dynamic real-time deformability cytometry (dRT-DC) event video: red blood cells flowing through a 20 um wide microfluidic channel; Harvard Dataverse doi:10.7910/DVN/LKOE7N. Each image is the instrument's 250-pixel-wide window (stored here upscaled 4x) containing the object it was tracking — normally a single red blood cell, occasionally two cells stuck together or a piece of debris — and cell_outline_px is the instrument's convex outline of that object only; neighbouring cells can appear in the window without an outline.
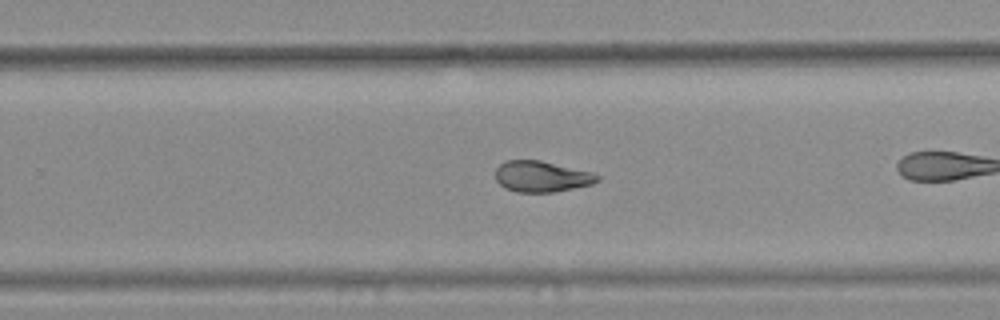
{"species": "common noctule bat (a hibernating species)", "species_latin": "Nyctalus noctula", "temperature_condition": "warm", "stored_images_in_passage": 45, "camera_frame_rate_fps": 3000, "um_per_image_px": 0.085, "animal": {"sex": "female", "body_mass_g": 25.1}, "frame": {"image": 1, "passage_image": 32, "time_ms": 10.333, "image_size_px": [1000, 320], "cell_outline_px": [[600, 180], [592, 184], [552, 192], [516, 192], [504, 188], [496, 180], [496, 168], [500, 164], [508, 160], [540, 160], [596, 172], [600, 176]], "centroid_in_image_um": [46.07, 14.99], "position_along_channel_um": 283.7, "area_um2": 18.55}, "authors_computed_cell_mechanics": {"area_um2": 18.9584, "velocity_mm_per_s": 3.7606, "shape_relaxation_time_tau1_ms": null, "shape_relaxation_time_tau2_ms": 2.8002, "deformation_change_tau1": null, "deformation_change_tau2": 0.0952}}